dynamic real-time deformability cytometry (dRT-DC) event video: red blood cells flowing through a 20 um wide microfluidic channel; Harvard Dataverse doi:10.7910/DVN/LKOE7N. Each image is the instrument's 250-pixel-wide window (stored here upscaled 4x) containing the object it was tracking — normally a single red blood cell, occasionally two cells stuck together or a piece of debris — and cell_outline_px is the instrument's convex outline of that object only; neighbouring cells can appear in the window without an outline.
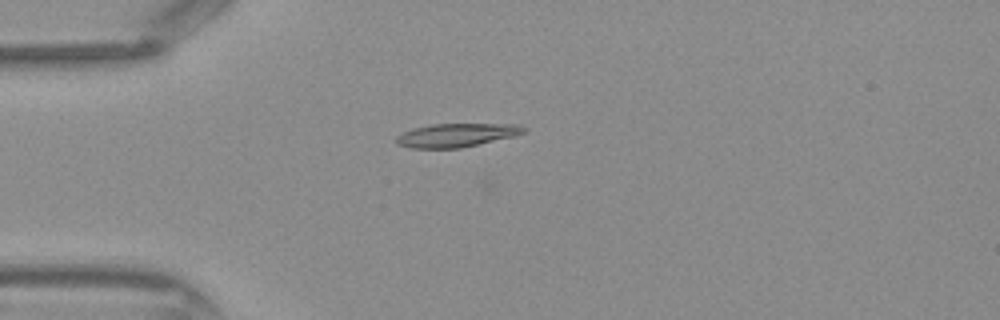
{"species": "Egyptian fruit bat (a non-hibernating species)", "species_latin": "Rousettus aegyptiacus", "temperature_condition": "warm", "stored_images_in_passage": 44, "camera_frame_rate_fps": 3000, "um_per_image_px": 0.085, "frame": {"image": 1, "passage_image": 12, "time_ms": 3.667, "image_size_px": [1000, 320], "cell_outline_px": [[528, 128], [524, 132], [512, 136], [460, 148], [412, 148], [396, 144], [396, 136], [412, 128], [432, 124], [520, 124]], "centroid_in_image_um": [38.77, 11.48], "position_along_channel_um": 46.2, "area_um2": 17.34}}
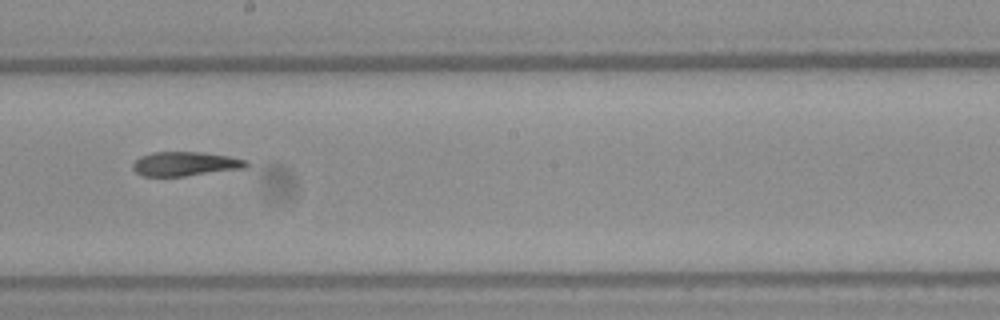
{"frame": {"image": 2, "passage_image": 25, "time_ms": 8.0, "image_size_px": [1000, 320], "cell_outline_px": [[248, 168], [184, 176], [144, 176], [136, 172], [132, 168], [132, 164], [140, 156], [152, 152], [200, 152], [228, 156], [248, 160]], "centroid_in_image_um": [15.76, 13.93], "position_along_channel_um": 232.4, "area_um2": 16.07}}
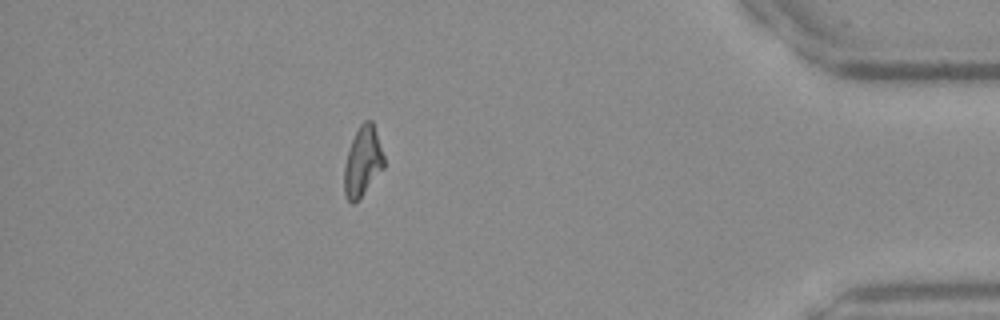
{"frame": {"image": 3, "passage_image": 39, "time_ms": 12.667, "image_size_px": [1000, 320], "cell_outline_px": [[384, 168], [360, 196], [352, 204], [344, 196], [344, 168], [348, 152], [352, 140], [360, 124], [364, 120], [372, 120], [384, 156]], "centroid_in_image_um": [30.82, 13.71], "position_along_channel_um": 404.4, "area_um2": 15.78}}